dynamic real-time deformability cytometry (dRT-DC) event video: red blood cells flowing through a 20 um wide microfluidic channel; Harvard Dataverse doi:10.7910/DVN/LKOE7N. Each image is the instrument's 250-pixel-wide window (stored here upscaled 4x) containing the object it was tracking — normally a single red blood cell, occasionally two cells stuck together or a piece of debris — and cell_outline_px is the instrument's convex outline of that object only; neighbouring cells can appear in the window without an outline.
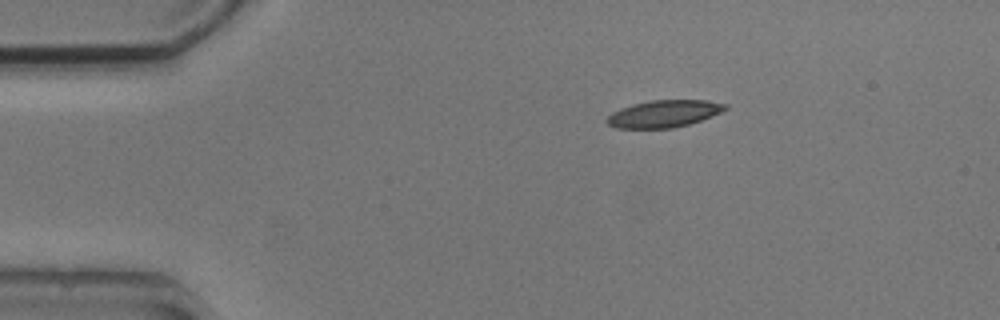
{"species": "common noctule bat (a hibernating species)", "species_latin": "Nyctalus noctula", "temperature_condition": "cold", "stored_images_in_passage": 6, "camera_frame_rate_fps": 3000, "um_per_image_px": 0.085, "animal": {"sex": "male", "body_mass_g": 20.5, "forearm_length_mm": 52.5}, "frame": {"image": 1, "passage_image": 1, "time_ms": 0.0, "image_size_px": [1000, 320], "cell_outline_px": [[728, 108], [712, 116], [688, 124], [672, 128], [616, 128], [608, 124], [604, 120], [612, 112], [620, 108], [632, 104], [648, 100], [708, 100], [728, 104]], "centroid_in_image_um": [56.41, 9.66], "position_along_channel_um": 28.6, "area_um2": 18.79}}
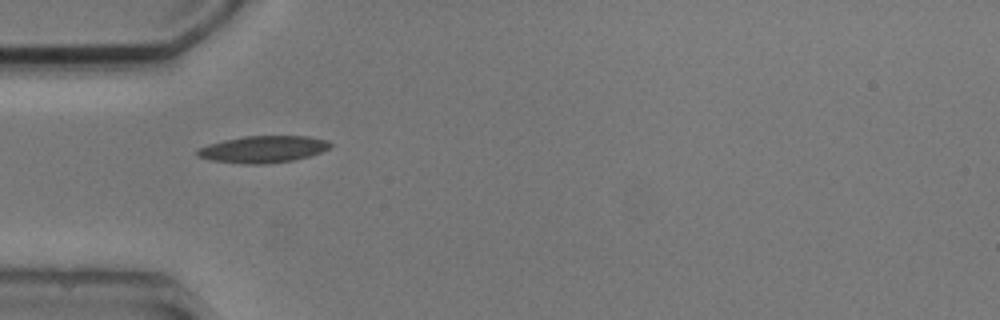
{"frame": {"image": 2, "passage_image": 3, "time_ms": 2.333, "image_size_px": [1000, 320], "cell_outline_px": [[332, 144], [328, 148], [320, 152], [308, 156], [292, 160], [264, 164], [244, 164], [208, 160], [196, 156], [196, 148], [208, 144], [224, 140], [244, 136], [308, 136], [328, 140]], "centroid_in_image_um": [22.3, 12.68], "position_along_channel_um": 62.7, "area_um2": 20.87}}